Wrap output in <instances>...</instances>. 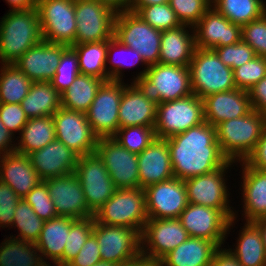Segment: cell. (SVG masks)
<instances>
[{"mask_svg": "<svg viewBox=\"0 0 266 266\" xmlns=\"http://www.w3.org/2000/svg\"><path fill=\"white\" fill-rule=\"evenodd\" d=\"M166 140L175 178L207 174L229 162L216 140L215 127L206 121Z\"/></svg>", "mask_w": 266, "mask_h": 266, "instance_id": "obj_1", "label": "cell"}, {"mask_svg": "<svg viewBox=\"0 0 266 266\" xmlns=\"http://www.w3.org/2000/svg\"><path fill=\"white\" fill-rule=\"evenodd\" d=\"M43 41L36 7L10 10L0 20V63L13 64Z\"/></svg>", "mask_w": 266, "mask_h": 266, "instance_id": "obj_2", "label": "cell"}, {"mask_svg": "<svg viewBox=\"0 0 266 266\" xmlns=\"http://www.w3.org/2000/svg\"><path fill=\"white\" fill-rule=\"evenodd\" d=\"M266 127V115L252 110L215 126L216 140L229 161L241 162L254 150Z\"/></svg>", "mask_w": 266, "mask_h": 266, "instance_id": "obj_3", "label": "cell"}, {"mask_svg": "<svg viewBox=\"0 0 266 266\" xmlns=\"http://www.w3.org/2000/svg\"><path fill=\"white\" fill-rule=\"evenodd\" d=\"M132 83L156 105L193 94L189 66L153 64Z\"/></svg>", "mask_w": 266, "mask_h": 266, "instance_id": "obj_4", "label": "cell"}, {"mask_svg": "<svg viewBox=\"0 0 266 266\" xmlns=\"http://www.w3.org/2000/svg\"><path fill=\"white\" fill-rule=\"evenodd\" d=\"M97 223L109 226H124L142 233L148 215L145 189H116L113 196L94 213Z\"/></svg>", "mask_w": 266, "mask_h": 266, "instance_id": "obj_5", "label": "cell"}, {"mask_svg": "<svg viewBox=\"0 0 266 266\" xmlns=\"http://www.w3.org/2000/svg\"><path fill=\"white\" fill-rule=\"evenodd\" d=\"M189 69L192 92L201 99L236 89L233 69L226 66L214 50L196 48Z\"/></svg>", "mask_w": 266, "mask_h": 266, "instance_id": "obj_6", "label": "cell"}, {"mask_svg": "<svg viewBox=\"0 0 266 266\" xmlns=\"http://www.w3.org/2000/svg\"><path fill=\"white\" fill-rule=\"evenodd\" d=\"M161 34L133 11L116 13L114 37L137 50L148 66L159 63Z\"/></svg>", "mask_w": 266, "mask_h": 266, "instance_id": "obj_7", "label": "cell"}, {"mask_svg": "<svg viewBox=\"0 0 266 266\" xmlns=\"http://www.w3.org/2000/svg\"><path fill=\"white\" fill-rule=\"evenodd\" d=\"M203 122V100L191 94L158 104L154 129L157 138L167 139Z\"/></svg>", "mask_w": 266, "mask_h": 266, "instance_id": "obj_8", "label": "cell"}, {"mask_svg": "<svg viewBox=\"0 0 266 266\" xmlns=\"http://www.w3.org/2000/svg\"><path fill=\"white\" fill-rule=\"evenodd\" d=\"M234 163L236 162L229 161L213 172L185 179L188 203L219 209L229 220L236 218V210L229 206L230 194L225 177V172Z\"/></svg>", "mask_w": 266, "mask_h": 266, "instance_id": "obj_9", "label": "cell"}, {"mask_svg": "<svg viewBox=\"0 0 266 266\" xmlns=\"http://www.w3.org/2000/svg\"><path fill=\"white\" fill-rule=\"evenodd\" d=\"M43 41L75 45V0H37Z\"/></svg>", "mask_w": 266, "mask_h": 266, "instance_id": "obj_10", "label": "cell"}, {"mask_svg": "<svg viewBox=\"0 0 266 266\" xmlns=\"http://www.w3.org/2000/svg\"><path fill=\"white\" fill-rule=\"evenodd\" d=\"M128 85L122 81H104L86 112L92 131L98 138L113 137L119 129V105Z\"/></svg>", "mask_w": 266, "mask_h": 266, "instance_id": "obj_11", "label": "cell"}, {"mask_svg": "<svg viewBox=\"0 0 266 266\" xmlns=\"http://www.w3.org/2000/svg\"><path fill=\"white\" fill-rule=\"evenodd\" d=\"M75 44L109 40L114 36L116 13L97 0H75Z\"/></svg>", "mask_w": 266, "mask_h": 266, "instance_id": "obj_12", "label": "cell"}, {"mask_svg": "<svg viewBox=\"0 0 266 266\" xmlns=\"http://www.w3.org/2000/svg\"><path fill=\"white\" fill-rule=\"evenodd\" d=\"M80 180L89 210L94 214L110 199L116 187L97 152L79 157L74 172Z\"/></svg>", "mask_w": 266, "mask_h": 266, "instance_id": "obj_13", "label": "cell"}, {"mask_svg": "<svg viewBox=\"0 0 266 266\" xmlns=\"http://www.w3.org/2000/svg\"><path fill=\"white\" fill-rule=\"evenodd\" d=\"M178 219L190 237L211 240L220 247L237 217L229 220L219 209L188 203Z\"/></svg>", "mask_w": 266, "mask_h": 266, "instance_id": "obj_14", "label": "cell"}, {"mask_svg": "<svg viewBox=\"0 0 266 266\" xmlns=\"http://www.w3.org/2000/svg\"><path fill=\"white\" fill-rule=\"evenodd\" d=\"M189 237L178 218H149L141 233V254L157 264Z\"/></svg>", "mask_w": 266, "mask_h": 266, "instance_id": "obj_15", "label": "cell"}, {"mask_svg": "<svg viewBox=\"0 0 266 266\" xmlns=\"http://www.w3.org/2000/svg\"><path fill=\"white\" fill-rule=\"evenodd\" d=\"M92 234L99 244L102 261L118 265L141 254V234L134 229L94 221Z\"/></svg>", "mask_w": 266, "mask_h": 266, "instance_id": "obj_16", "label": "cell"}, {"mask_svg": "<svg viewBox=\"0 0 266 266\" xmlns=\"http://www.w3.org/2000/svg\"><path fill=\"white\" fill-rule=\"evenodd\" d=\"M53 120L56 139L69 149L79 156L96 151L98 137L92 131L86 113L61 106L53 114Z\"/></svg>", "mask_w": 266, "mask_h": 266, "instance_id": "obj_17", "label": "cell"}, {"mask_svg": "<svg viewBox=\"0 0 266 266\" xmlns=\"http://www.w3.org/2000/svg\"><path fill=\"white\" fill-rule=\"evenodd\" d=\"M96 152L101 157L116 189L139 188L138 157L113 137L98 138Z\"/></svg>", "mask_w": 266, "mask_h": 266, "instance_id": "obj_18", "label": "cell"}, {"mask_svg": "<svg viewBox=\"0 0 266 266\" xmlns=\"http://www.w3.org/2000/svg\"><path fill=\"white\" fill-rule=\"evenodd\" d=\"M44 182L57 217L83 219L94 216L89 210L80 180L75 173L46 179Z\"/></svg>", "mask_w": 266, "mask_h": 266, "instance_id": "obj_19", "label": "cell"}, {"mask_svg": "<svg viewBox=\"0 0 266 266\" xmlns=\"http://www.w3.org/2000/svg\"><path fill=\"white\" fill-rule=\"evenodd\" d=\"M145 195L148 218H178L188 204L184 180L175 177L148 186Z\"/></svg>", "mask_w": 266, "mask_h": 266, "instance_id": "obj_20", "label": "cell"}, {"mask_svg": "<svg viewBox=\"0 0 266 266\" xmlns=\"http://www.w3.org/2000/svg\"><path fill=\"white\" fill-rule=\"evenodd\" d=\"M196 48L211 49L241 40V26L230 22L211 6L194 26Z\"/></svg>", "mask_w": 266, "mask_h": 266, "instance_id": "obj_21", "label": "cell"}, {"mask_svg": "<svg viewBox=\"0 0 266 266\" xmlns=\"http://www.w3.org/2000/svg\"><path fill=\"white\" fill-rule=\"evenodd\" d=\"M68 46L42 41L28 49L13 64L32 82H50Z\"/></svg>", "mask_w": 266, "mask_h": 266, "instance_id": "obj_22", "label": "cell"}, {"mask_svg": "<svg viewBox=\"0 0 266 266\" xmlns=\"http://www.w3.org/2000/svg\"><path fill=\"white\" fill-rule=\"evenodd\" d=\"M79 157L76 152L57 139L28 154L32 166L42 181L74 173Z\"/></svg>", "mask_w": 266, "mask_h": 266, "instance_id": "obj_23", "label": "cell"}, {"mask_svg": "<svg viewBox=\"0 0 266 266\" xmlns=\"http://www.w3.org/2000/svg\"><path fill=\"white\" fill-rule=\"evenodd\" d=\"M137 157L140 188L174 178L166 139L156 137Z\"/></svg>", "mask_w": 266, "mask_h": 266, "instance_id": "obj_24", "label": "cell"}, {"mask_svg": "<svg viewBox=\"0 0 266 266\" xmlns=\"http://www.w3.org/2000/svg\"><path fill=\"white\" fill-rule=\"evenodd\" d=\"M202 100L204 121L214 127L253 110L248 91L237 88L211 94Z\"/></svg>", "mask_w": 266, "mask_h": 266, "instance_id": "obj_25", "label": "cell"}, {"mask_svg": "<svg viewBox=\"0 0 266 266\" xmlns=\"http://www.w3.org/2000/svg\"><path fill=\"white\" fill-rule=\"evenodd\" d=\"M0 181L8 184L22 199L42 180L28 155L12 152L0 156Z\"/></svg>", "mask_w": 266, "mask_h": 266, "instance_id": "obj_26", "label": "cell"}, {"mask_svg": "<svg viewBox=\"0 0 266 266\" xmlns=\"http://www.w3.org/2000/svg\"><path fill=\"white\" fill-rule=\"evenodd\" d=\"M186 28L190 30V33ZM195 50L194 27L181 25L174 29L162 31L159 64L189 66Z\"/></svg>", "mask_w": 266, "mask_h": 266, "instance_id": "obj_27", "label": "cell"}, {"mask_svg": "<svg viewBox=\"0 0 266 266\" xmlns=\"http://www.w3.org/2000/svg\"><path fill=\"white\" fill-rule=\"evenodd\" d=\"M157 105L148 100L133 84L124 88L119 105V128L129 126L154 127Z\"/></svg>", "mask_w": 266, "mask_h": 266, "instance_id": "obj_28", "label": "cell"}, {"mask_svg": "<svg viewBox=\"0 0 266 266\" xmlns=\"http://www.w3.org/2000/svg\"><path fill=\"white\" fill-rule=\"evenodd\" d=\"M242 163V199L244 212L242 217L247 222L266 216V171L249 167Z\"/></svg>", "mask_w": 266, "mask_h": 266, "instance_id": "obj_29", "label": "cell"}, {"mask_svg": "<svg viewBox=\"0 0 266 266\" xmlns=\"http://www.w3.org/2000/svg\"><path fill=\"white\" fill-rule=\"evenodd\" d=\"M217 248L211 240L189 237L165 255L156 266H210Z\"/></svg>", "mask_w": 266, "mask_h": 266, "instance_id": "obj_30", "label": "cell"}, {"mask_svg": "<svg viewBox=\"0 0 266 266\" xmlns=\"http://www.w3.org/2000/svg\"><path fill=\"white\" fill-rule=\"evenodd\" d=\"M74 220L71 217L58 216L45 221L35 243L45 263H48L46 262L48 259L56 264L63 257L66 239H68L71 224Z\"/></svg>", "mask_w": 266, "mask_h": 266, "instance_id": "obj_31", "label": "cell"}, {"mask_svg": "<svg viewBox=\"0 0 266 266\" xmlns=\"http://www.w3.org/2000/svg\"><path fill=\"white\" fill-rule=\"evenodd\" d=\"M20 105L28 119L53 116L61 107V94L51 82H33Z\"/></svg>", "mask_w": 266, "mask_h": 266, "instance_id": "obj_32", "label": "cell"}, {"mask_svg": "<svg viewBox=\"0 0 266 266\" xmlns=\"http://www.w3.org/2000/svg\"><path fill=\"white\" fill-rule=\"evenodd\" d=\"M235 249L229 248L241 266H266V250L260 230L254 222H245Z\"/></svg>", "mask_w": 266, "mask_h": 266, "instance_id": "obj_33", "label": "cell"}, {"mask_svg": "<svg viewBox=\"0 0 266 266\" xmlns=\"http://www.w3.org/2000/svg\"><path fill=\"white\" fill-rule=\"evenodd\" d=\"M17 138L15 152L28 155L56 139L53 116L28 119Z\"/></svg>", "mask_w": 266, "mask_h": 266, "instance_id": "obj_34", "label": "cell"}, {"mask_svg": "<svg viewBox=\"0 0 266 266\" xmlns=\"http://www.w3.org/2000/svg\"><path fill=\"white\" fill-rule=\"evenodd\" d=\"M104 80L85 74H79L70 87L61 94V106L86 113Z\"/></svg>", "mask_w": 266, "mask_h": 266, "instance_id": "obj_35", "label": "cell"}, {"mask_svg": "<svg viewBox=\"0 0 266 266\" xmlns=\"http://www.w3.org/2000/svg\"><path fill=\"white\" fill-rule=\"evenodd\" d=\"M1 244L0 266H43L46 264L33 242L10 236Z\"/></svg>", "mask_w": 266, "mask_h": 266, "instance_id": "obj_36", "label": "cell"}, {"mask_svg": "<svg viewBox=\"0 0 266 266\" xmlns=\"http://www.w3.org/2000/svg\"><path fill=\"white\" fill-rule=\"evenodd\" d=\"M71 47L78 56L80 74L91 75L104 81H109L106 70L108 40L75 44Z\"/></svg>", "mask_w": 266, "mask_h": 266, "instance_id": "obj_37", "label": "cell"}, {"mask_svg": "<svg viewBox=\"0 0 266 266\" xmlns=\"http://www.w3.org/2000/svg\"><path fill=\"white\" fill-rule=\"evenodd\" d=\"M117 51H118V55L120 54L121 56L120 55L119 57L117 56ZM113 53L116 54L114 57H112L114 55ZM128 57L132 58V59L131 58L129 59L130 61L132 60L131 62L128 60ZM107 62L108 64L110 63L109 65L111 66L108 67ZM139 63L142 65H145L146 67L144 68L143 71H140V73L136 74L137 76L134 77V79H132L133 81L142 76H145V73L149 66L145 63V61L142 59L141 55L139 54L137 50L132 49L129 46L123 45L114 36L108 40L106 70H107V75L109 76V80L122 81L123 80L122 69H124V67L133 68L135 65L137 64L139 65Z\"/></svg>", "mask_w": 266, "mask_h": 266, "instance_id": "obj_38", "label": "cell"}, {"mask_svg": "<svg viewBox=\"0 0 266 266\" xmlns=\"http://www.w3.org/2000/svg\"><path fill=\"white\" fill-rule=\"evenodd\" d=\"M265 3V0H211V6L241 27L266 13Z\"/></svg>", "mask_w": 266, "mask_h": 266, "instance_id": "obj_39", "label": "cell"}, {"mask_svg": "<svg viewBox=\"0 0 266 266\" xmlns=\"http://www.w3.org/2000/svg\"><path fill=\"white\" fill-rule=\"evenodd\" d=\"M32 81L14 64H1L0 103L20 104L27 96Z\"/></svg>", "mask_w": 266, "mask_h": 266, "instance_id": "obj_40", "label": "cell"}, {"mask_svg": "<svg viewBox=\"0 0 266 266\" xmlns=\"http://www.w3.org/2000/svg\"><path fill=\"white\" fill-rule=\"evenodd\" d=\"M45 221L38 217L33 208L24 200L20 199L13 219V227H17L19 235L13 236L24 241L36 243Z\"/></svg>", "mask_w": 266, "mask_h": 266, "instance_id": "obj_41", "label": "cell"}, {"mask_svg": "<svg viewBox=\"0 0 266 266\" xmlns=\"http://www.w3.org/2000/svg\"><path fill=\"white\" fill-rule=\"evenodd\" d=\"M94 217L75 219L66 239L63 257L56 263L59 266H66L77 256L87 239L93 232Z\"/></svg>", "mask_w": 266, "mask_h": 266, "instance_id": "obj_42", "label": "cell"}, {"mask_svg": "<svg viewBox=\"0 0 266 266\" xmlns=\"http://www.w3.org/2000/svg\"><path fill=\"white\" fill-rule=\"evenodd\" d=\"M117 142L134 154H140L156 138L154 127L129 126L119 128L113 136Z\"/></svg>", "mask_w": 266, "mask_h": 266, "instance_id": "obj_43", "label": "cell"}, {"mask_svg": "<svg viewBox=\"0 0 266 266\" xmlns=\"http://www.w3.org/2000/svg\"><path fill=\"white\" fill-rule=\"evenodd\" d=\"M134 12L159 31L174 29L182 25L169 3L140 6Z\"/></svg>", "mask_w": 266, "mask_h": 266, "instance_id": "obj_44", "label": "cell"}, {"mask_svg": "<svg viewBox=\"0 0 266 266\" xmlns=\"http://www.w3.org/2000/svg\"><path fill=\"white\" fill-rule=\"evenodd\" d=\"M79 74L78 56L75 50L71 46H68L63 51L59 65L50 82L52 86L62 94L70 87Z\"/></svg>", "mask_w": 266, "mask_h": 266, "instance_id": "obj_45", "label": "cell"}, {"mask_svg": "<svg viewBox=\"0 0 266 266\" xmlns=\"http://www.w3.org/2000/svg\"><path fill=\"white\" fill-rule=\"evenodd\" d=\"M234 84L237 89L248 91L266 76V57L256 56L233 70Z\"/></svg>", "mask_w": 266, "mask_h": 266, "instance_id": "obj_46", "label": "cell"}, {"mask_svg": "<svg viewBox=\"0 0 266 266\" xmlns=\"http://www.w3.org/2000/svg\"><path fill=\"white\" fill-rule=\"evenodd\" d=\"M182 25L194 27L211 7V0H169Z\"/></svg>", "mask_w": 266, "mask_h": 266, "instance_id": "obj_47", "label": "cell"}, {"mask_svg": "<svg viewBox=\"0 0 266 266\" xmlns=\"http://www.w3.org/2000/svg\"><path fill=\"white\" fill-rule=\"evenodd\" d=\"M22 199L33 208L38 217L43 221H48L57 217L54 203L52 202L47 185L44 181H41Z\"/></svg>", "mask_w": 266, "mask_h": 266, "instance_id": "obj_48", "label": "cell"}, {"mask_svg": "<svg viewBox=\"0 0 266 266\" xmlns=\"http://www.w3.org/2000/svg\"><path fill=\"white\" fill-rule=\"evenodd\" d=\"M213 50L220 60L233 70L257 56L255 51L242 39L238 43L216 47Z\"/></svg>", "mask_w": 266, "mask_h": 266, "instance_id": "obj_49", "label": "cell"}, {"mask_svg": "<svg viewBox=\"0 0 266 266\" xmlns=\"http://www.w3.org/2000/svg\"><path fill=\"white\" fill-rule=\"evenodd\" d=\"M241 39L256 55L266 57V13L241 27Z\"/></svg>", "mask_w": 266, "mask_h": 266, "instance_id": "obj_50", "label": "cell"}, {"mask_svg": "<svg viewBox=\"0 0 266 266\" xmlns=\"http://www.w3.org/2000/svg\"><path fill=\"white\" fill-rule=\"evenodd\" d=\"M20 199L8 184L0 181V227L12 228L14 211Z\"/></svg>", "mask_w": 266, "mask_h": 266, "instance_id": "obj_51", "label": "cell"}, {"mask_svg": "<svg viewBox=\"0 0 266 266\" xmlns=\"http://www.w3.org/2000/svg\"><path fill=\"white\" fill-rule=\"evenodd\" d=\"M0 120L14 136L16 132L21 133V130L26 125L28 118L26 117L20 104L0 103Z\"/></svg>", "mask_w": 266, "mask_h": 266, "instance_id": "obj_52", "label": "cell"}, {"mask_svg": "<svg viewBox=\"0 0 266 266\" xmlns=\"http://www.w3.org/2000/svg\"><path fill=\"white\" fill-rule=\"evenodd\" d=\"M101 260L99 244L96 237L91 234L77 256L66 266H93Z\"/></svg>", "mask_w": 266, "mask_h": 266, "instance_id": "obj_53", "label": "cell"}, {"mask_svg": "<svg viewBox=\"0 0 266 266\" xmlns=\"http://www.w3.org/2000/svg\"><path fill=\"white\" fill-rule=\"evenodd\" d=\"M244 162L249 167L266 171V127L254 150L248 155Z\"/></svg>", "mask_w": 266, "mask_h": 266, "instance_id": "obj_54", "label": "cell"}, {"mask_svg": "<svg viewBox=\"0 0 266 266\" xmlns=\"http://www.w3.org/2000/svg\"><path fill=\"white\" fill-rule=\"evenodd\" d=\"M252 109L266 115V76L248 90Z\"/></svg>", "mask_w": 266, "mask_h": 266, "instance_id": "obj_55", "label": "cell"}, {"mask_svg": "<svg viewBox=\"0 0 266 266\" xmlns=\"http://www.w3.org/2000/svg\"><path fill=\"white\" fill-rule=\"evenodd\" d=\"M210 266H241L229 249L218 247L214 252Z\"/></svg>", "mask_w": 266, "mask_h": 266, "instance_id": "obj_56", "label": "cell"}, {"mask_svg": "<svg viewBox=\"0 0 266 266\" xmlns=\"http://www.w3.org/2000/svg\"><path fill=\"white\" fill-rule=\"evenodd\" d=\"M14 137L0 120V156L15 152Z\"/></svg>", "mask_w": 266, "mask_h": 266, "instance_id": "obj_57", "label": "cell"}, {"mask_svg": "<svg viewBox=\"0 0 266 266\" xmlns=\"http://www.w3.org/2000/svg\"><path fill=\"white\" fill-rule=\"evenodd\" d=\"M111 8L115 13L129 11L130 0H97Z\"/></svg>", "mask_w": 266, "mask_h": 266, "instance_id": "obj_58", "label": "cell"}, {"mask_svg": "<svg viewBox=\"0 0 266 266\" xmlns=\"http://www.w3.org/2000/svg\"><path fill=\"white\" fill-rule=\"evenodd\" d=\"M116 266H156V264L150 261L146 256L140 254L134 259L120 263Z\"/></svg>", "mask_w": 266, "mask_h": 266, "instance_id": "obj_59", "label": "cell"}, {"mask_svg": "<svg viewBox=\"0 0 266 266\" xmlns=\"http://www.w3.org/2000/svg\"><path fill=\"white\" fill-rule=\"evenodd\" d=\"M10 6V10L17 9H29L32 7H36L37 0H5Z\"/></svg>", "mask_w": 266, "mask_h": 266, "instance_id": "obj_60", "label": "cell"}, {"mask_svg": "<svg viewBox=\"0 0 266 266\" xmlns=\"http://www.w3.org/2000/svg\"><path fill=\"white\" fill-rule=\"evenodd\" d=\"M169 3V0H130L129 11H135L140 6Z\"/></svg>", "mask_w": 266, "mask_h": 266, "instance_id": "obj_61", "label": "cell"}, {"mask_svg": "<svg viewBox=\"0 0 266 266\" xmlns=\"http://www.w3.org/2000/svg\"><path fill=\"white\" fill-rule=\"evenodd\" d=\"M254 223L257 225L258 229L260 230L262 241L266 250V216L255 220Z\"/></svg>", "mask_w": 266, "mask_h": 266, "instance_id": "obj_62", "label": "cell"}, {"mask_svg": "<svg viewBox=\"0 0 266 266\" xmlns=\"http://www.w3.org/2000/svg\"><path fill=\"white\" fill-rule=\"evenodd\" d=\"M93 266H116V265L111 262H106L101 260L100 262L96 263Z\"/></svg>", "mask_w": 266, "mask_h": 266, "instance_id": "obj_63", "label": "cell"}, {"mask_svg": "<svg viewBox=\"0 0 266 266\" xmlns=\"http://www.w3.org/2000/svg\"><path fill=\"white\" fill-rule=\"evenodd\" d=\"M43 266H53V265H50V263H46V264H44ZM54 266H59V265L54 264Z\"/></svg>", "mask_w": 266, "mask_h": 266, "instance_id": "obj_64", "label": "cell"}]
</instances>
